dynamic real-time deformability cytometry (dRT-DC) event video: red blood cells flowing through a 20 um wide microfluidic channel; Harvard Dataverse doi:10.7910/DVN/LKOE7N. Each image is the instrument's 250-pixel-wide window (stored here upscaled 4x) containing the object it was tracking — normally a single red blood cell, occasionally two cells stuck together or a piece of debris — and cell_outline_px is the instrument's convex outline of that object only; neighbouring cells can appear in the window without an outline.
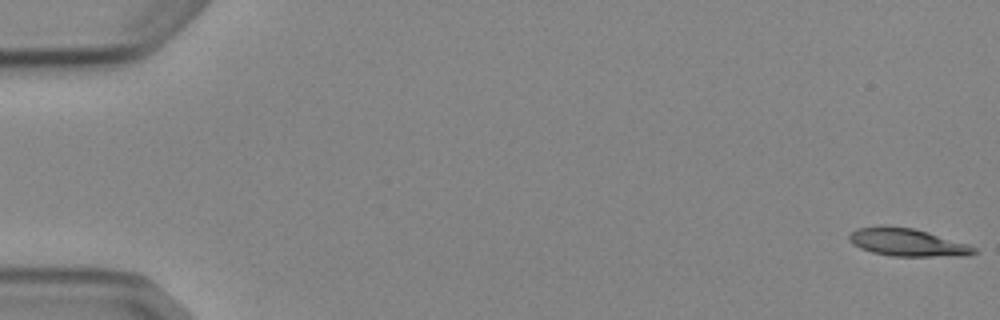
{"species": "Egyptian fruit bat (a non-hibernating species)", "species_latin": "Rousettus aegyptiacus", "temperature_condition": "cold", "stored_images_in_passage": 5, "camera_frame_rate_fps": 3000, "um_per_image_px": 0.085, "animal": {"sex": "female"}, "frame": {"image": 1, "passage_image": 1, "time_ms": 0.0, "image_size_px": [1000, 320], "cell_outline_px": [[980, 252], [968, 256], [892, 256], [872, 252], [860, 248], [852, 244], [848, 240], [848, 236], [856, 228], [912, 228], [928, 232], [968, 244], [976, 248]], "centroid_in_image_um": [77.2, 20.64], "position_along_channel_um": 7.8, "area_um2": 19.71}}
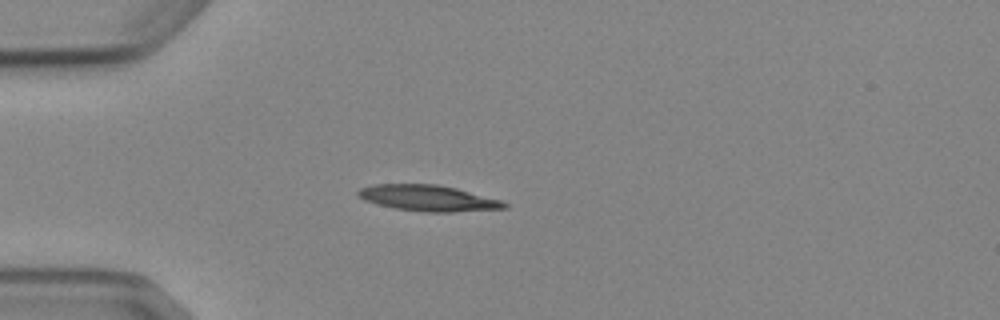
{"frame": {"image": 2, "passage_image": 5, "time_ms": 4.667, "image_size_px": [1000, 320], "cell_outline_px": [[508, 208], [452, 212], [428, 212], [396, 208], [376, 204], [364, 200], [356, 192], [360, 188], [372, 184], [436, 184], [456, 188], [500, 200], [508, 204]], "centroid_in_image_um": [36.38, 16.83], "position_along_channel_um": 48.6, "area_um2": 21.96}}